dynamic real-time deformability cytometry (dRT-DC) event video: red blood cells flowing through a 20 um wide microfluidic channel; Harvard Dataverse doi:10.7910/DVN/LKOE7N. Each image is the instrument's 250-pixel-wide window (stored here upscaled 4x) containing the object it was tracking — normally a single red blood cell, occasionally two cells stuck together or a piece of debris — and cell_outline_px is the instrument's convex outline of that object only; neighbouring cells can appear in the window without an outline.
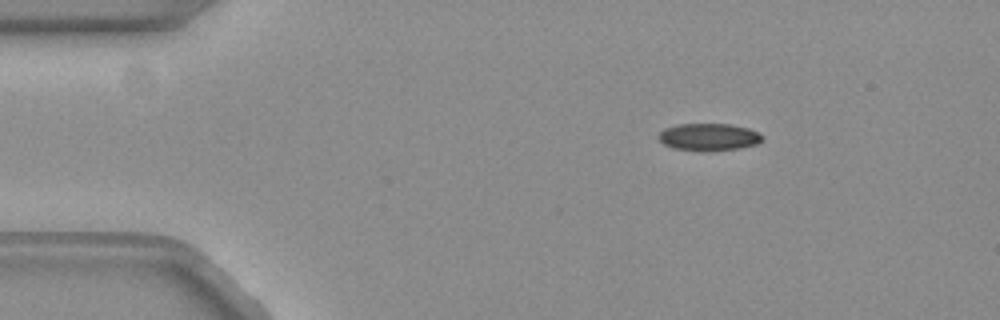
{"species": "common noctule bat (a hibernating species)", "species_latin": "Nyctalus noctula", "temperature_condition": "warm", "stored_images_in_passage": 51, "camera_frame_rate_fps": 3000, "um_per_image_px": 0.085, "animal": {"sex": "female", "body_mass_g": 19.3, "forearm_length_mm": 54.1}, "frame": {"image": 1, "passage_image": 6, "time_ms": 1.667, "image_size_px": [1000, 320], "cell_outline_px": [[760, 140], [756, 144], [736, 148], [676, 148], [664, 144], [660, 140], [660, 132], [664, 128], [676, 124], [728, 124], [748, 128], [756, 132], [760, 136]], "centroid_in_image_um": [60.2, 11.58], "position_along_channel_um": 24.8, "area_um2": 15.26}}
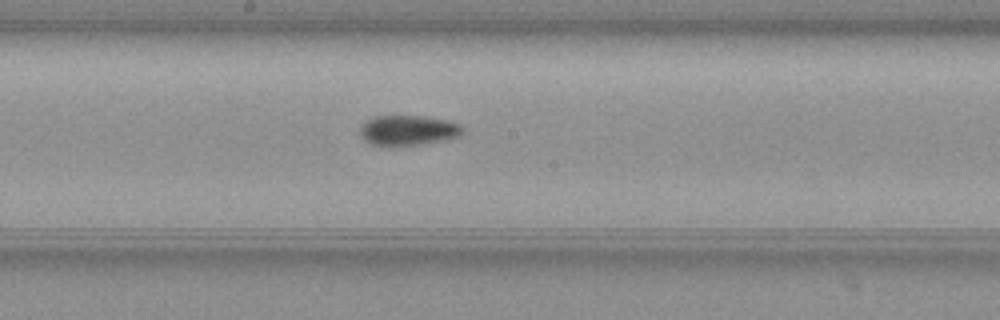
{"frame": {"image": 2, "passage_image": 26, "time_ms": 8.333, "image_size_px": [1000, 320], "cell_outline_px": [[460, 132], [456, 136], [444, 140], [420, 144], [388, 148], [372, 144], [364, 140], [360, 132], [360, 128], [368, 120], [376, 116], [424, 116], [444, 120], [460, 124]], "centroid_in_image_um": [34.61, 11.1], "position_along_channel_um": 213.6, "area_um2": 17.86}}
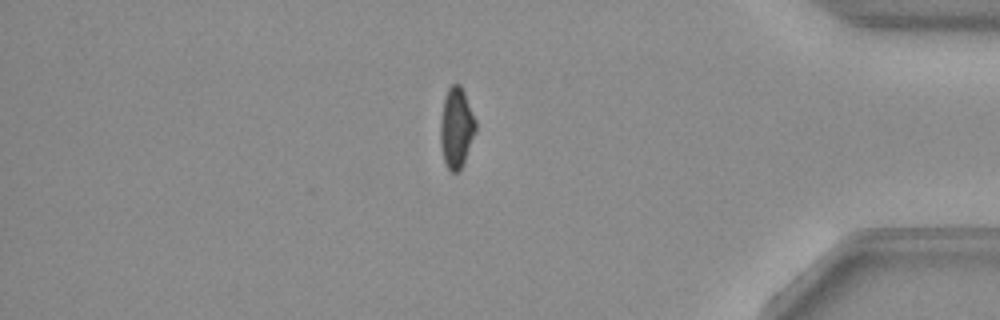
{"frame": {"image": 3, "passage_image": 43, "time_ms": 14.0, "image_size_px": [1000, 320], "cell_outline_px": [[476, 128], [460, 172], [452, 172], [448, 168], [444, 160], [440, 144], [440, 124], [444, 96], [448, 88], [452, 84], [460, 84], [464, 92], [476, 120]], "centroid_in_image_um": [38.78, 10.85], "position_along_channel_um": 396.4, "area_um2": 16.42}, "authors_computed_cell_mechanics": {"area_um2": 16.8198, "velocity_mm_per_s": 3.8466, "shape_relaxation_time_tau1_ms": 4.3992, "shape_relaxation_time_tau2_ms": null, "deformation_change_tau1": 0.1463, "deformation_change_tau2": null}}